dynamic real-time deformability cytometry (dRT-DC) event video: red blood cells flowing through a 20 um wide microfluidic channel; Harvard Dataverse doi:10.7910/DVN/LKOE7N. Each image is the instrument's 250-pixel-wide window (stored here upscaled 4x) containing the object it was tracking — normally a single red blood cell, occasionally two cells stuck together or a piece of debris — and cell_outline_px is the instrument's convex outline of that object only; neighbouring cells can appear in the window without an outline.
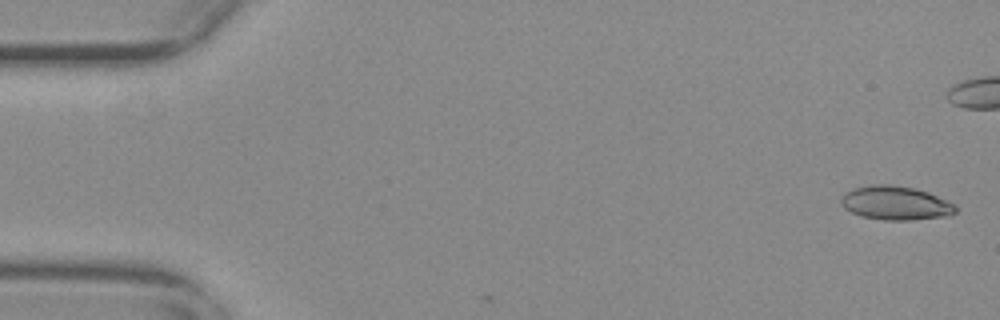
{"species": "common noctule bat (a hibernating species)", "species_latin": "Nyctalus noctula", "temperature_condition": "warm", "stored_images_in_passage": 52, "camera_frame_rate_fps": 3000, "um_per_image_px": 0.085, "animal": {"sex": "female", "body_mass_g": 29.2, "forearm_length_mm": 56.3}, "frame": {"image": 1, "passage_image": 2, "time_ms": 0.333, "image_size_px": [1000, 320], "cell_outline_px": [[956, 212], [948, 216], [912, 220], [884, 220], [864, 216], [852, 212], [844, 208], [840, 204], [840, 200], [844, 192], [856, 188], [872, 184], [892, 184], [912, 188], [928, 192], [956, 204]], "centroid_in_image_um": [76.13, 17.25], "position_along_channel_um": 8.9, "area_um2": 22.6}}
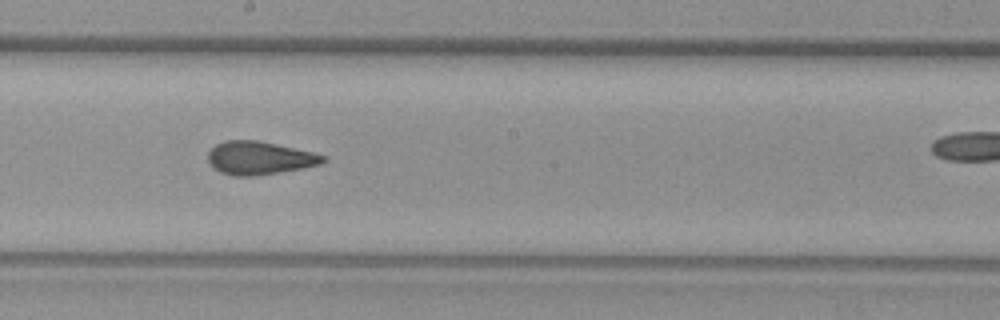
{"frame": {"image": 2, "passage_image": 31, "time_ms": 10.0, "image_size_px": [1000, 320], "cell_outline_px": [[328, 160], [320, 164], [300, 168], [252, 176], [232, 176], [220, 172], [208, 160], [208, 152], [216, 144], [224, 140], [260, 140], [312, 152], [324, 156]], "centroid_in_image_um": [22.03, 13.41], "position_along_channel_um": 226.2, "area_um2": 21.96}}
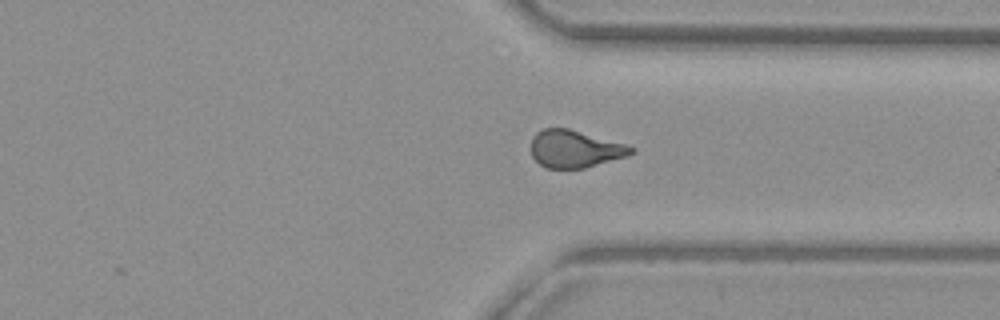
{"frame": {"image": 3, "passage_image": 42, "time_ms": 13.667, "image_size_px": [1000, 320], "cell_outline_px": [[636, 152], [628, 156], [584, 168], [544, 168], [532, 156], [532, 136], [536, 132], [544, 128], [568, 128], [624, 144], [636, 148]], "centroid_in_image_um": [48.87, 12.66], "position_along_channel_um": 362.5, "area_um2": 21.73}, "authors_computed_cell_mechanics": {"area_um2": 21.9351, "velocity_mm_per_s": 3.7266, "shape_relaxation_time_tau1_ms": null, "shape_relaxation_time_tau2_ms": 1.5621, "deformation_change_tau1": null, "deformation_change_tau2": 0.0865}}